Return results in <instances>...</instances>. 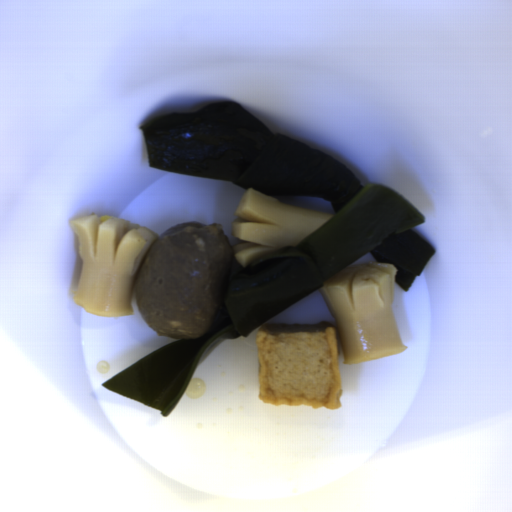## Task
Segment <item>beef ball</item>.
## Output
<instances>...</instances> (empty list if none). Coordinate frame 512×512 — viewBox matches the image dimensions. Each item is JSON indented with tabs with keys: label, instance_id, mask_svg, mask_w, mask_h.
Listing matches in <instances>:
<instances>
[{
	"label": "beef ball",
	"instance_id": "beef-ball-1",
	"mask_svg": "<svg viewBox=\"0 0 512 512\" xmlns=\"http://www.w3.org/2000/svg\"><path fill=\"white\" fill-rule=\"evenodd\" d=\"M234 260L219 223L170 227L152 243L135 278L140 316L161 337L205 335L226 304Z\"/></svg>",
	"mask_w": 512,
	"mask_h": 512
}]
</instances>
